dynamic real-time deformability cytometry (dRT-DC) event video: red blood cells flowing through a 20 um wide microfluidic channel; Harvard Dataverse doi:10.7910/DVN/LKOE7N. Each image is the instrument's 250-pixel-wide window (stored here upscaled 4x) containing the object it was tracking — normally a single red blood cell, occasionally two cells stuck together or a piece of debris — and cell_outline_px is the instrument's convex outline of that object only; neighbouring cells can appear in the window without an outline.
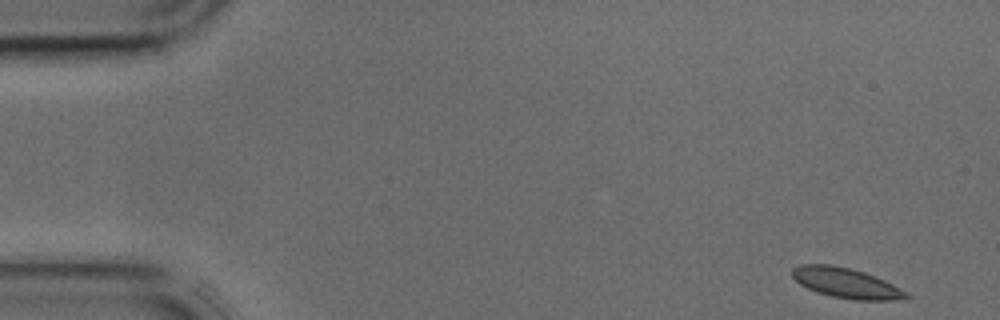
{"species": "common noctule bat (a hibernating species)", "species_latin": "Nyctalus noctula", "temperature_condition": "cold", "stored_images_in_passage": 41, "camera_frame_rate_fps": 3000, "um_per_image_px": 0.085, "animal": {"sex": "male", "body_mass_g": 17.9, "forearm_length_mm": 54.2}, "frame": {"image": 1, "passage_image": 1, "time_ms": 0.0, "image_size_px": [1000, 320], "cell_outline_px": [[912, 296], [892, 300], [856, 300], [832, 296], [816, 292], [800, 284], [792, 276], [792, 268], [800, 264], [828, 264], [848, 268], [864, 272], [884, 280], [908, 292]], "centroid_in_image_um": [71.91, 24.05], "position_along_channel_um": 13.1, "area_um2": 19.83}}
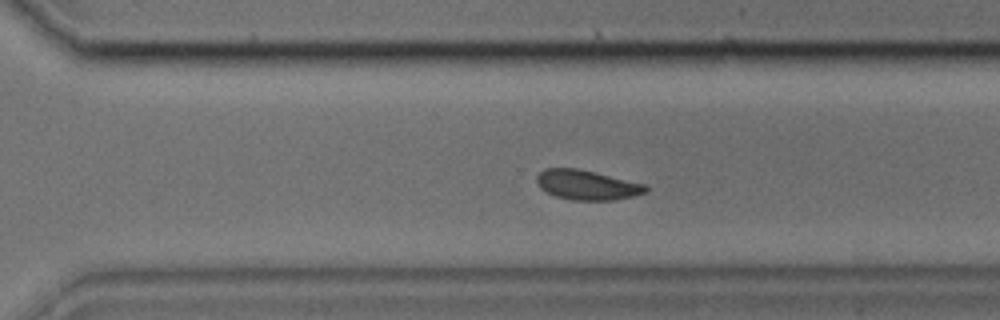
{"frame": {"image": 2, "passage_image": 28, "time_ms": 9.0, "image_size_px": [1000, 320], "cell_outline_px": [[648, 192], [632, 196], [612, 200], [572, 200], [556, 196], [540, 188], [536, 180], [536, 176], [544, 168], [576, 168], [596, 172], [648, 184]], "centroid_in_image_um": [49.92, 15.71], "position_along_channel_um": 320.7, "area_um2": 19.02}}
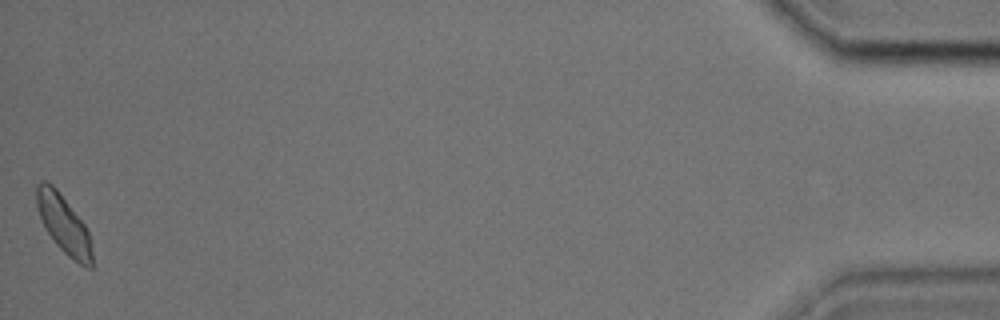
{"frame": {"image": 3, "passage_image": 41, "time_ms": 13.333, "image_size_px": [1000, 320], "cell_outline_px": [[92, 268], [88, 268], [80, 264], [68, 256], [56, 244], [48, 232], [40, 216], [36, 204], [36, 184], [40, 180], [44, 180], [52, 184], [56, 188], [84, 224], [88, 232], [92, 252]], "centroid_in_image_um": [5.4, 19.04], "position_along_channel_um": 429.8, "area_um2": 18.5}}